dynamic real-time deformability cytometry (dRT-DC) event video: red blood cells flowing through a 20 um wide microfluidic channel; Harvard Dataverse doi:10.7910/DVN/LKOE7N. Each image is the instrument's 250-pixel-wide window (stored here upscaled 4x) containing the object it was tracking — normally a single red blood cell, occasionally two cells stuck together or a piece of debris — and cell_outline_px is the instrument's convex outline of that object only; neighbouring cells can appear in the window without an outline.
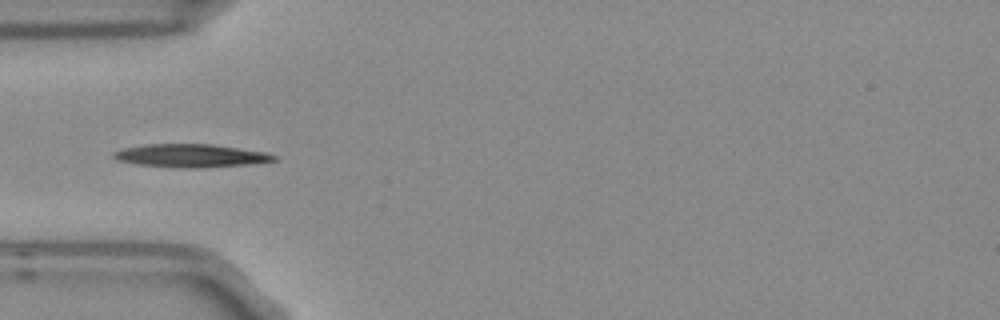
{"species": "Egyptian fruit bat (a non-hibernating species)", "species_latin": "Rousettus aegyptiacus", "temperature_condition": "room temperature", "stored_images_in_passage": 9, "camera_frame_rate_fps": 3000, "um_per_image_px": 0.085, "frame": {"image": 1, "passage_image": 3, "time_ms": 0.667, "image_size_px": [1000, 320], "cell_outline_px": [[276, 160], [248, 164], [200, 168], [180, 168], [140, 164], [116, 160], [112, 156], [112, 152], [124, 148], [144, 144], [212, 144], [264, 152], [276, 156]], "centroid_in_image_um": [16.17, 13.23], "position_along_channel_um": 68.8, "area_um2": 21.44}}
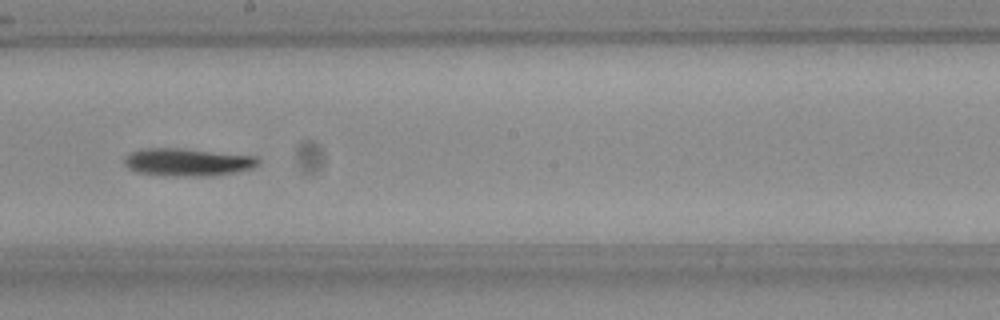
{"frame": {"image": 2, "passage_image": 7, "time_ms": 2.0, "image_size_px": [1000, 320], "cell_outline_px": [[260, 160], [252, 168], [236, 172], [204, 176], [176, 176], [136, 172], [128, 168], [124, 164], [124, 156], [128, 152], [144, 148], [180, 148], [256, 156]], "centroid_in_image_um": [15.88, 13.77], "position_along_channel_um": 232.3, "area_um2": 21.56}}
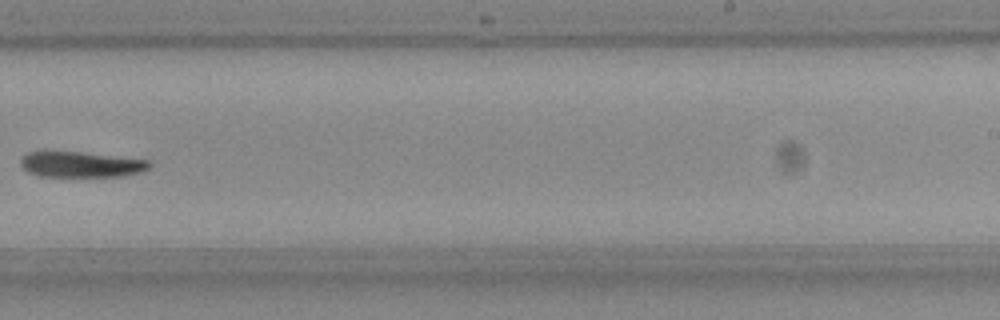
{"frame": {"image": 3, "passage_image": 8, "time_ms": 2.333, "image_size_px": [1000, 320], "cell_outline_px": [[152, 164], [148, 168], [140, 172], [120, 176], [40, 176], [28, 172], [20, 164], [20, 156], [24, 152], [44, 148], [152, 160]], "centroid_in_image_um": [6.77, 13.92], "position_along_channel_um": 282.2, "area_um2": 20.0}}